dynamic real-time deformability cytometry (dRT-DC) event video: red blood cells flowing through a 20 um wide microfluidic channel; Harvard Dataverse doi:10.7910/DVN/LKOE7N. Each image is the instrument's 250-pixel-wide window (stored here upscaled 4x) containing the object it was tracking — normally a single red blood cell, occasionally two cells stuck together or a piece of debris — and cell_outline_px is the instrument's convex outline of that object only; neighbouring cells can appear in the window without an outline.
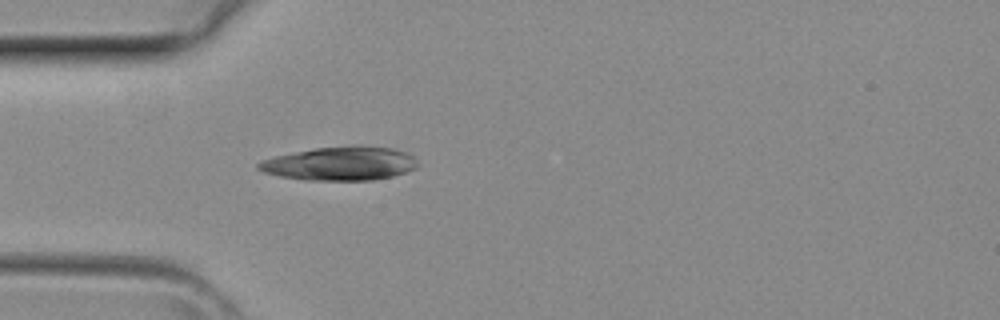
{"species": "common noctule bat (a hibernating species)", "species_latin": "Nyctalus noctula", "temperature_condition": "room temperature", "stored_images_in_passage": 2, "camera_frame_rate_fps": 3000, "um_per_image_px": 0.085, "animal": {"sex": "female", "body_mass_g": 29.2, "forearm_length_mm": 56.3}, "frame": {"image": 1, "passage_image": 2, "time_ms": 0.333, "image_size_px": [1000, 320], "cell_outline_px": [[420, 164], [416, 168], [392, 176], [372, 180], [304, 180], [280, 176], [264, 172], [256, 168], [256, 164], [260, 160], [276, 156], [316, 148], [352, 144], [360, 144], [392, 148], [404, 152], [412, 156]], "centroid_in_image_um": [28.92, 13.89], "position_along_channel_um": 56.1, "area_um2": 31.5}}